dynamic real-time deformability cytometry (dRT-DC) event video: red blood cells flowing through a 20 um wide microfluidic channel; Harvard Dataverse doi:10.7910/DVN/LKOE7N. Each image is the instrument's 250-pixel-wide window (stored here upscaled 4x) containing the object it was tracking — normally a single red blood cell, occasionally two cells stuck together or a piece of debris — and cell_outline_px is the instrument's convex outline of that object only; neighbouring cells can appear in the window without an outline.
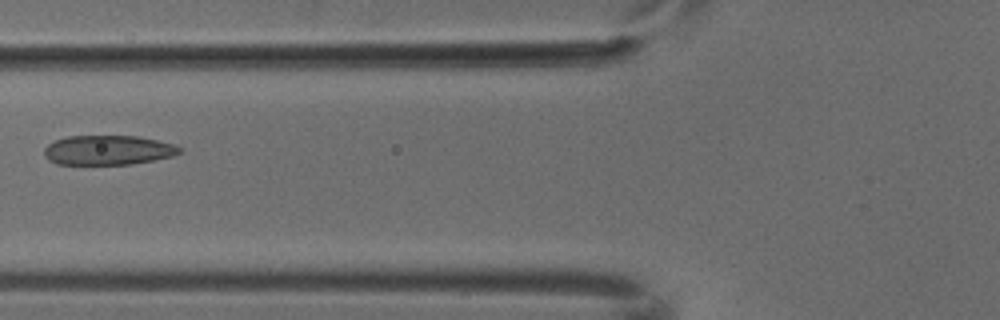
{"species": "common noctule bat (a hibernating species)", "species_latin": "Nyctalus noctula", "temperature_condition": "cold", "stored_images_in_passage": 7, "camera_frame_rate_fps": 3000, "um_per_image_px": 0.085, "animal": {"sex": "male", "body_mass_g": 18.8}, "frame": {"image": 1, "passage_image": 5, "time_ms": 1.333, "image_size_px": [1000, 320], "cell_outline_px": [[184, 152], [172, 156], [132, 164], [56, 164], [48, 160], [44, 156], [44, 148], [48, 144], [56, 140], [68, 136], [140, 136], [176, 144]], "centroid_in_image_um": [9.2, 12.76], "position_along_channel_um": 116.6, "area_um2": 23.47}}
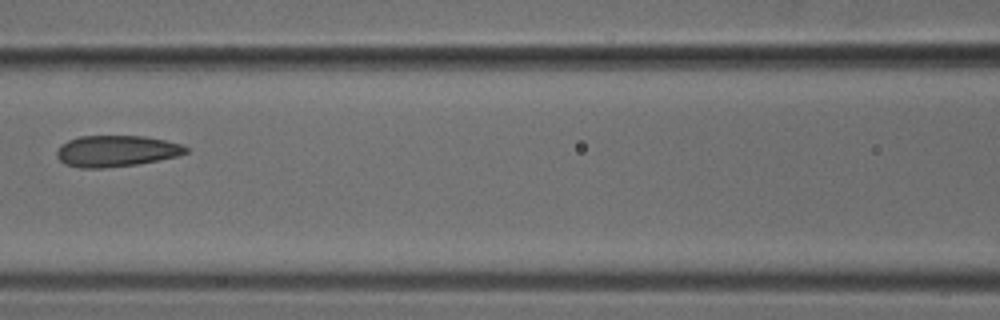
{"frame": {"image": 2, "passage_image": 6, "time_ms": 1.667, "image_size_px": [1000, 320], "cell_outline_px": [[188, 152], [176, 156], [136, 164], [104, 168], [80, 168], [64, 164], [56, 156], [56, 152], [60, 144], [68, 140], [80, 136], [144, 136], [184, 144], [188, 148]], "centroid_in_image_um": [9.85, 12.83], "position_along_channel_um": 156.7, "area_um2": 23.52}}
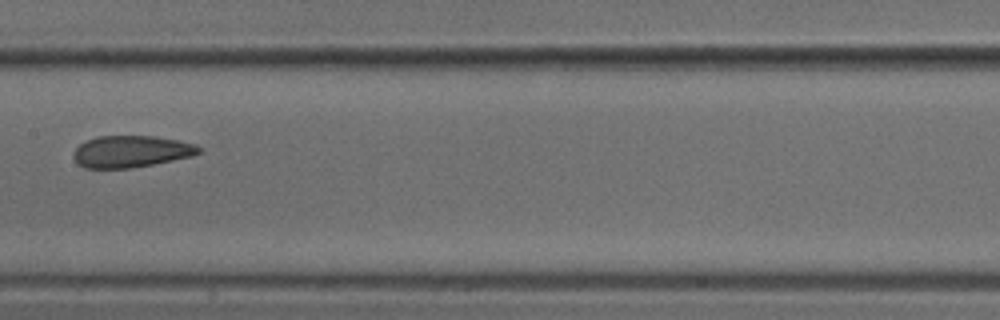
{"frame": {"image": 3, "passage_image": 7, "time_ms": 2.0, "image_size_px": [1000, 320], "cell_outline_px": [[200, 152], [192, 156], [152, 164], [128, 168], [84, 168], [72, 156], [76, 148], [80, 144], [96, 136], [156, 136], [196, 144], [200, 148]], "centroid_in_image_um": [11.14, 12.87], "position_along_channel_um": 196.3, "area_um2": 22.95}}